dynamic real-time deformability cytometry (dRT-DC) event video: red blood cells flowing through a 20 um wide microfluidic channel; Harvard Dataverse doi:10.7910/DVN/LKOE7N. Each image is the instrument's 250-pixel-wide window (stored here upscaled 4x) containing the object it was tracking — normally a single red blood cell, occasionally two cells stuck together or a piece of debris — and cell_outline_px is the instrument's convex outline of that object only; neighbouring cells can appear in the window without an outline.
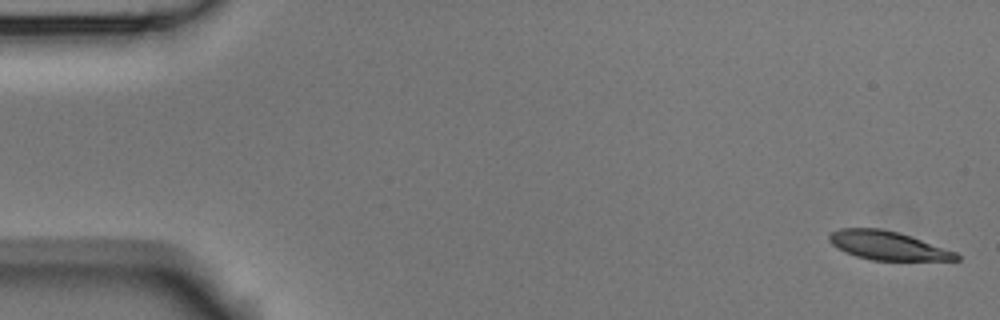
{"species": "Egyptian fruit bat (a non-hibernating species)", "species_latin": "Rousettus aegyptiacus", "temperature_condition": "room temperature", "stored_images_in_passage": 5, "segment_of_instrument_passage": [1, 2], "camera_frame_rate_fps": 3000, "um_per_image_px": 0.085, "animal": {"sex": "male"}, "frame": {"image": 1, "passage_image": 1, "time_ms": 0.0, "image_size_px": [1000, 320], "cell_outline_px": [[960, 260], [872, 260], [856, 256], [832, 244], [828, 240], [828, 236], [832, 232], [840, 228], [880, 228], [900, 232], [956, 252], [960, 256]], "centroid_in_image_um": [75.47, 20.86], "position_along_channel_um": 9.5, "area_um2": 21.04}}
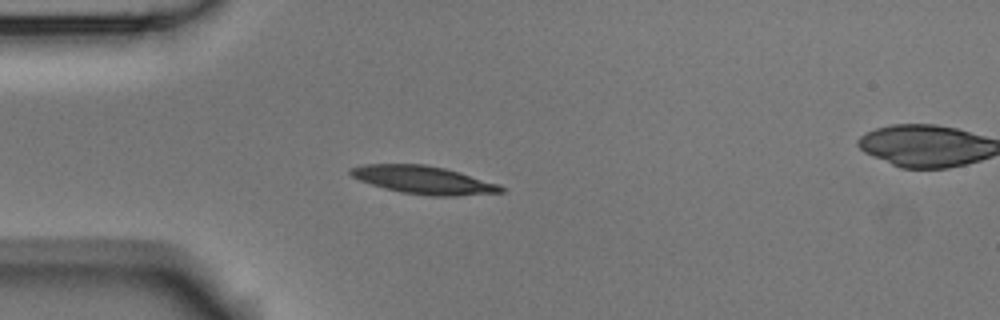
{"frame": {"image": 2, "passage_image": 4, "time_ms": 1.0, "image_size_px": [1000, 320], "cell_outline_px": [[504, 192], [456, 196], [428, 196], [400, 192], [384, 188], [360, 180], [352, 176], [348, 172], [348, 168], [364, 164], [424, 164], [444, 168], [500, 184], [504, 188]], "centroid_in_image_um": [35.99, 15.3], "position_along_channel_um": 49.0, "area_um2": 24.51}}